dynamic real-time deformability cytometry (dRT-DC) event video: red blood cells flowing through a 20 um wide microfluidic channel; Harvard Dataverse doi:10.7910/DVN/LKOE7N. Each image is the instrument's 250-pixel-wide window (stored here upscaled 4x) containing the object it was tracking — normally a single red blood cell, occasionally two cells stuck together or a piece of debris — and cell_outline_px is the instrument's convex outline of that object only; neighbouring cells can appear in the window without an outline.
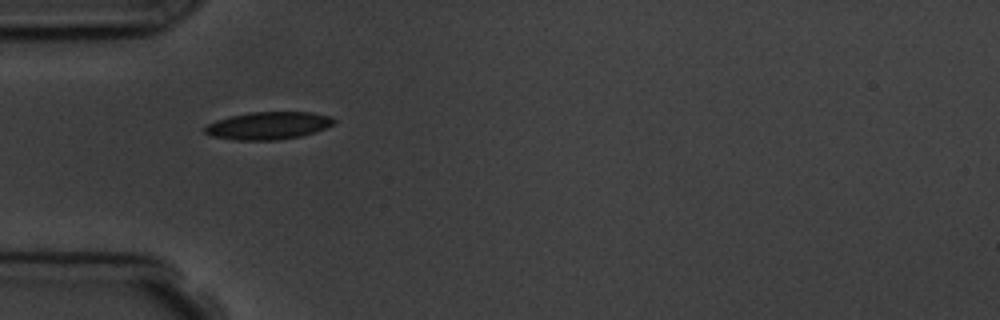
{"species": "common noctule bat (a hibernating species)", "species_latin": "Nyctalus noctula", "temperature_condition": "room temperature", "stored_images_in_passage": 2, "camera_frame_rate_fps": 3000, "um_per_image_px": 0.085, "animal": {"sex": "male", "body_mass_g": 19.5, "forearm_length_mm": 54.6}, "frame": {"image": 1, "passage_image": 1, "time_ms": 0.0, "image_size_px": [1000, 320], "cell_outline_px": [[336, 120], [332, 124], [324, 128], [300, 136], [276, 140], [236, 140], [212, 136], [204, 132], [204, 128], [208, 124], [216, 120], [228, 116], [248, 112], [312, 112], [332, 116]], "centroid_in_image_um": [22.78, 10.66], "position_along_channel_um": 62.2, "area_um2": 20.69}}